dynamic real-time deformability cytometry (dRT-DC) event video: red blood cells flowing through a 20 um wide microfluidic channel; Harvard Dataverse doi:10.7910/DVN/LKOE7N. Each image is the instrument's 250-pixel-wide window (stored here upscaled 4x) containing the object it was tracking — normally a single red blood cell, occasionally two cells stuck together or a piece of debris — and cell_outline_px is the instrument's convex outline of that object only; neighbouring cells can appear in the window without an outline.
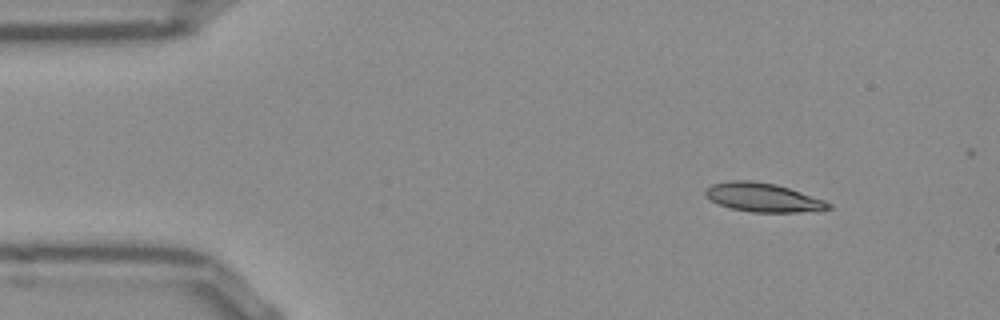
{"species": "Egyptian fruit bat (a non-hibernating species)", "species_latin": "Rousettus aegyptiacus", "temperature_condition": "room temperature", "stored_images_in_passage": 10, "camera_frame_rate_fps": 3000, "um_per_image_px": 0.085, "frame": {"image": 1, "passage_image": 1, "time_ms": 0.0, "image_size_px": [1000, 320], "cell_outline_px": [[832, 208], [820, 212], [752, 212], [732, 208], [720, 204], [712, 200], [704, 192], [704, 188], [712, 184], [732, 180], [748, 180], [776, 184], [824, 200], [832, 204]], "centroid_in_image_um": [64.91, 16.79], "position_along_channel_um": 20.1, "area_um2": 20.63}}
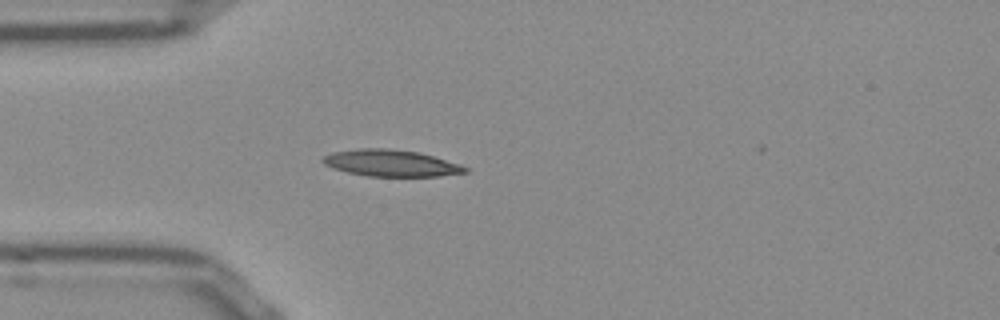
{"frame": {"image": 2, "passage_image": 9, "time_ms": 2.667, "image_size_px": [1000, 320], "cell_outline_px": [[468, 172], [440, 176], [368, 176], [348, 172], [324, 164], [320, 160], [324, 156], [332, 152], [360, 148], [384, 148], [420, 152], [460, 164], [468, 168]], "centroid_in_image_um": [33.25, 13.86], "position_along_channel_um": 51.7, "area_um2": 21.96}}